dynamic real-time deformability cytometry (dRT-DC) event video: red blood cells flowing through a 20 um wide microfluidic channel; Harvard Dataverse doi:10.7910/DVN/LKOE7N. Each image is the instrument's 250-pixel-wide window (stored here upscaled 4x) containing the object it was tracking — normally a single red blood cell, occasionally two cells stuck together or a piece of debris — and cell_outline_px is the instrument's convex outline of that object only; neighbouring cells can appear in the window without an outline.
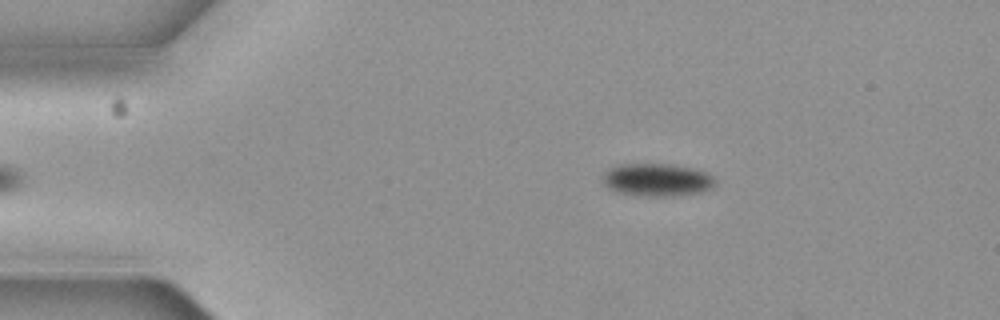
{"species": "common noctule bat (a hibernating species)", "species_latin": "Nyctalus noctula", "temperature_condition": "cold", "stored_images_in_passage": 4, "camera_frame_rate_fps": 3000, "um_per_image_px": 0.085, "animal": {"sex": "female", "body_mass_g": 19.3, "forearm_length_mm": 54.1}, "frame": {"image": 1, "passage_image": 4, "time_ms": 1.0, "image_size_px": [1000, 320], "cell_outline_px": [[716, 184], [712, 188], [700, 192], [676, 196], [632, 196], [616, 192], [608, 188], [600, 180], [604, 172], [620, 164], [672, 164], [692, 168], [708, 172], [716, 180]], "centroid_in_image_um": [55.84, 15.3], "position_along_channel_um": 29.2, "area_um2": 21.91}}